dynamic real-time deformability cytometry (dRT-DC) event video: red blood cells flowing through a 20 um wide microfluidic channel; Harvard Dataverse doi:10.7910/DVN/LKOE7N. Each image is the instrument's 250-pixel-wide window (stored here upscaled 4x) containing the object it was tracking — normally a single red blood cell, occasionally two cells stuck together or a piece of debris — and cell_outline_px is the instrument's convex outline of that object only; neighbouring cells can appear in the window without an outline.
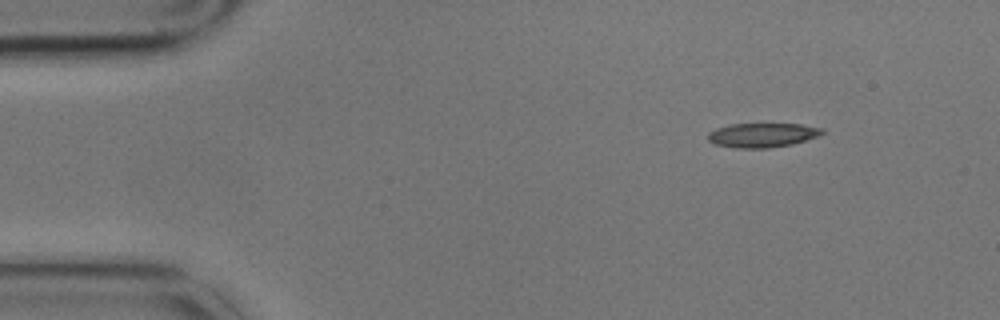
{"species": "common noctule bat (a hibernating species)", "species_latin": "Nyctalus noctula", "temperature_condition": "cold", "stored_images_in_passage": 6, "camera_frame_rate_fps": 3000, "um_per_image_px": 0.085, "animal": {"sex": "male", "body_mass_g": 17.9}, "frame": {"image": 1, "passage_image": 1, "time_ms": 0.0, "image_size_px": [1000, 320], "cell_outline_px": [[824, 132], [820, 136], [792, 144], [768, 148], [736, 148], [716, 144], [708, 140], [708, 132], [716, 128], [732, 124], [800, 124], [824, 128]], "centroid_in_image_um": [64.83, 11.48], "position_along_channel_um": 20.2, "area_um2": 16.18}}
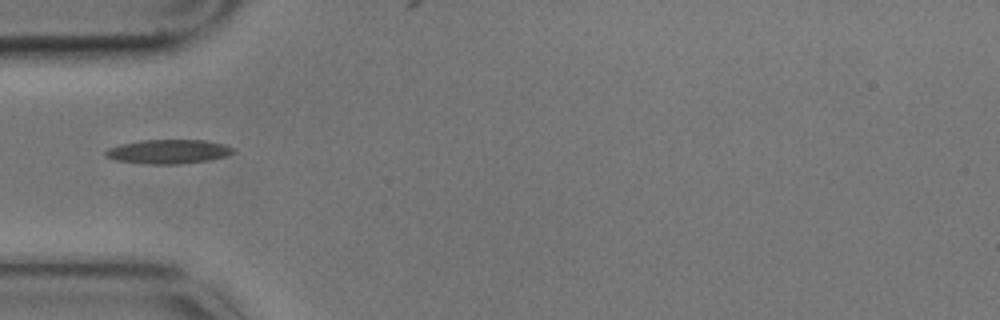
{"frame": {"image": 2, "passage_image": 4, "time_ms": 1.0, "image_size_px": [1000, 320], "cell_outline_px": [[236, 152], [228, 156], [208, 160], [176, 164], [148, 164], [116, 160], [104, 156], [104, 152], [108, 148], [120, 144], [140, 140], [204, 140], [224, 144], [232, 148]], "centroid_in_image_um": [14.3, 12.88], "position_along_channel_um": 70.7, "area_um2": 17.98}}
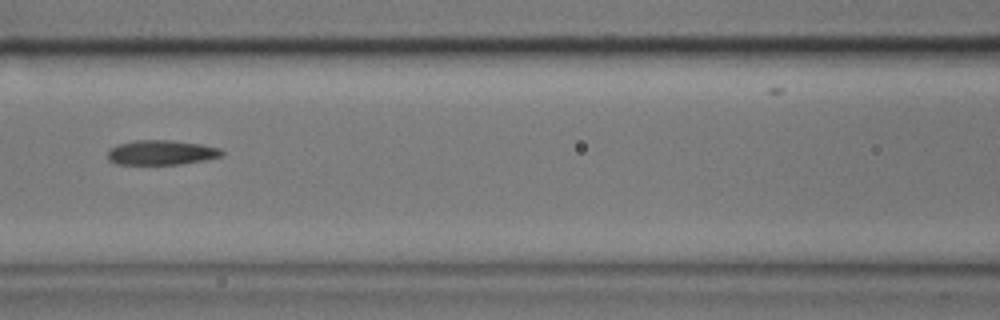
{"frame": {"image": 3, "passage_image": 6, "time_ms": 1.667, "image_size_px": [1000, 320], "cell_outline_px": [[224, 156], [204, 160], [180, 164], [116, 164], [108, 160], [108, 152], [112, 148], [120, 144], [136, 140], [172, 140], [204, 144], [220, 148], [224, 152]], "centroid_in_image_um": [13.78, 12.96], "position_along_channel_um": 152.8, "area_um2": 16.47}}